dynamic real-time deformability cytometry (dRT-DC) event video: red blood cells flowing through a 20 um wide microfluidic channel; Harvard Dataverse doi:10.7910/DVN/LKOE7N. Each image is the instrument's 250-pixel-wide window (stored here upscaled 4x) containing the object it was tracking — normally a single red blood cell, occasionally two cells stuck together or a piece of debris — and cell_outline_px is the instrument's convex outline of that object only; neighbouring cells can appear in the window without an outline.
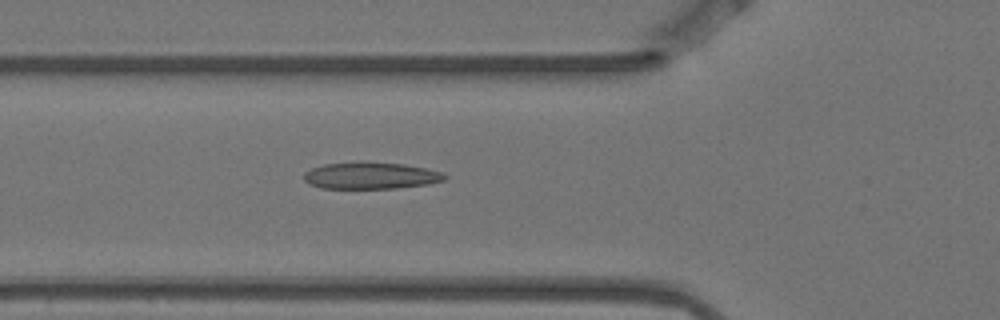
{"species": "Egyptian fruit bat (a non-hibernating species)", "species_latin": "Rousettus aegyptiacus", "temperature_condition": "warm", "stored_images_in_passage": 2, "camera_frame_rate_fps": 3000, "um_per_image_px": 0.085, "animal": {"sex": "female"}, "frame": {"image": 1, "passage_image": 2, "time_ms": 0.333, "image_size_px": [1000, 320], "cell_outline_px": [[448, 176], [444, 180], [428, 184], [396, 188], [320, 188], [308, 184], [304, 180], [304, 172], [312, 168], [324, 164], [404, 164], [444, 172]], "centroid_in_image_um": [31.53, 14.96], "position_along_channel_um": 94.3, "area_um2": 21.21}}